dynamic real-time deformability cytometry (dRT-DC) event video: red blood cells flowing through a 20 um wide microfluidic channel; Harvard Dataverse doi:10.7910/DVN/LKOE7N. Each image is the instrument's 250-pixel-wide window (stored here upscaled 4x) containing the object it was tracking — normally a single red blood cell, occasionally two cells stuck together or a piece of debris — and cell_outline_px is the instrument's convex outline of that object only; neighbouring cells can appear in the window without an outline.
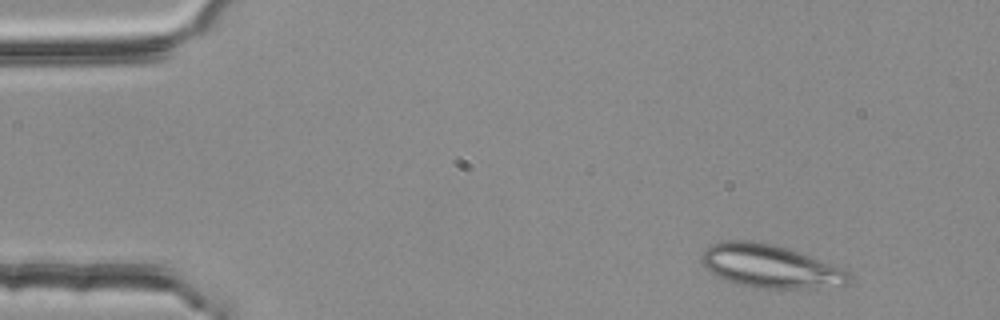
{"species": "common noctule bat (a hibernating species)", "species_latin": "Nyctalus noctula", "temperature_condition": "room temperature", "stored_images_in_passage": 2, "camera_frame_rate_fps": 3000, "um_per_image_px": 0.085, "animal": {"sex": "female", "body_mass_g": 25.1}, "frame": {"image": 1, "passage_image": 1, "time_ms": 0.0, "image_size_px": [1000, 320], "cell_outline_px": [[852, 276], [848, 284], [812, 288], [752, 288], [736, 284], [724, 280], [716, 276], [700, 260], [700, 256], [704, 248], [712, 244], [724, 240], [752, 240], [772, 244], [788, 248], [832, 264], [848, 272]], "centroid_in_image_um": [65.42, 22.62], "position_along_channel_um": 19.6, "area_um2": 37.17}}